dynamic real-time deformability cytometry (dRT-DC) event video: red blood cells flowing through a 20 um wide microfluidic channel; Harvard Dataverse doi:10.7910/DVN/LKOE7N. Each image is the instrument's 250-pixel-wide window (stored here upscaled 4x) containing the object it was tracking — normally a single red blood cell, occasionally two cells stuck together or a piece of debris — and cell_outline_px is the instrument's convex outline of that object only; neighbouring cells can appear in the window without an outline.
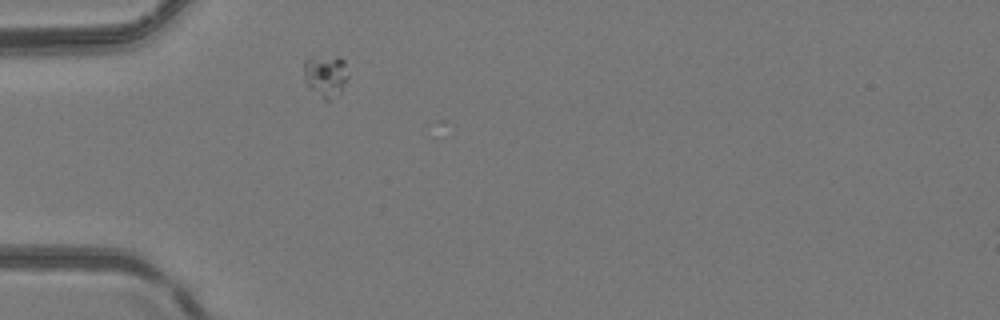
{"species": "common noctule bat (a hibernating species)", "species_latin": "Nyctalus noctula", "temperature_condition": "room temperature", "stored_images_in_passage": 1, "camera_frame_rate_fps": 3000, "um_per_image_px": 0.085, "animal": {"sex": "female", "body_mass_g": 24.6, "forearm_length_mm": 56.2}, "frame": {"image": 1, "passage_image": 1, "time_ms": 0.0, "image_size_px": [1000, 320], "cell_outline_px": [[348, 80], [340, 92], [328, 100], [324, 100], [308, 88], [304, 80], [304, 60], [340, 56], [344, 60], [348, 76]], "centroid_in_image_um": [27.68, 6.47], "position_along_channel_um": 57.3, "area_um2": 10.75}}